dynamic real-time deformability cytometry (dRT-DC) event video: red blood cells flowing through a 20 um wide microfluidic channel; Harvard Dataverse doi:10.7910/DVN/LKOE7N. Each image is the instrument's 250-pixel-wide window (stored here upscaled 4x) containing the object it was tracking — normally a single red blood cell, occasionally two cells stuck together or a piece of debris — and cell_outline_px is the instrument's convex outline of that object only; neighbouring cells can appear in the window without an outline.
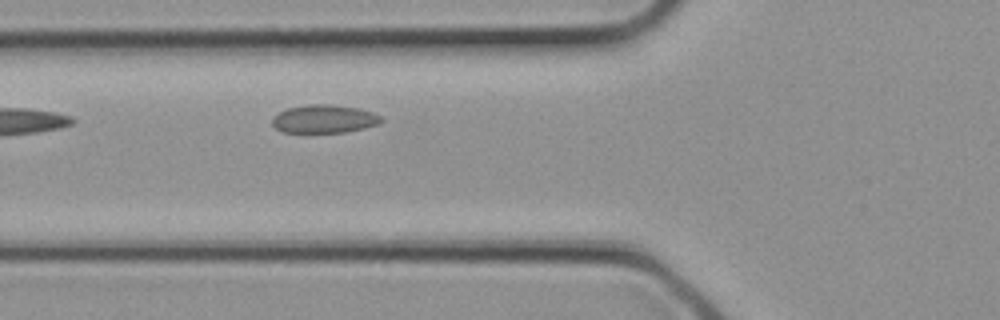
{"species": "common noctule bat (a hibernating species)", "species_latin": "Nyctalus noctula", "temperature_condition": "cold", "stored_images_in_passage": 4, "camera_frame_rate_fps": 3000, "um_per_image_px": 0.085, "animal": {"sex": "female", "body_mass_g": 21.9}, "frame": {"image": 1, "passage_image": 4, "time_ms": 1.0, "image_size_px": [1000, 320], "cell_outline_px": [[384, 120], [380, 124], [364, 128], [344, 132], [284, 132], [276, 128], [272, 124], [272, 116], [288, 108], [312, 104], [332, 104], [360, 108], [372, 112], [380, 116]], "centroid_in_image_um": [27.58, 10.1], "position_along_channel_um": 98.2, "area_um2": 17.92}}